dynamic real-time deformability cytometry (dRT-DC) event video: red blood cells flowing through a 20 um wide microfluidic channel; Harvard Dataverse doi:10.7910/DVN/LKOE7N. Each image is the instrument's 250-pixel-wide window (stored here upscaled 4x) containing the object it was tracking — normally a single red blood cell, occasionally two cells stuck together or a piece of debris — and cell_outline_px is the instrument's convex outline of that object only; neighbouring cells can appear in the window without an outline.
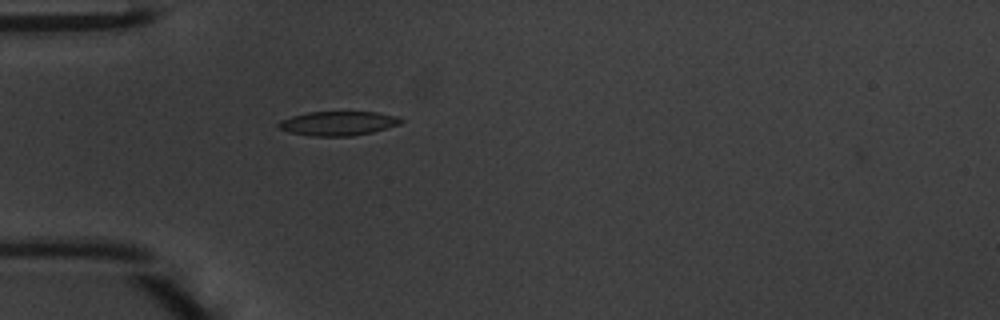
{"species": "common noctule bat (a hibernating species)", "species_latin": "Nyctalus noctula", "temperature_condition": "warm", "stored_images_in_passage": 35, "camera_frame_rate_fps": 3000, "um_per_image_px": 0.085, "animal": {"sex": "male", "body_mass_g": 20.1, "forearm_length_mm": 53.5}, "frame": {"image": 1, "passage_image": 2, "time_ms": 0.333, "image_size_px": [1000, 320], "cell_outline_px": [[404, 120], [400, 124], [372, 132], [352, 136], [308, 136], [288, 132], [280, 128], [276, 124], [280, 120], [292, 116], [308, 112], [376, 112], [396, 116]], "centroid_in_image_um": [28.71, 10.49], "position_along_channel_um": 56.3, "area_um2": 17.28}}
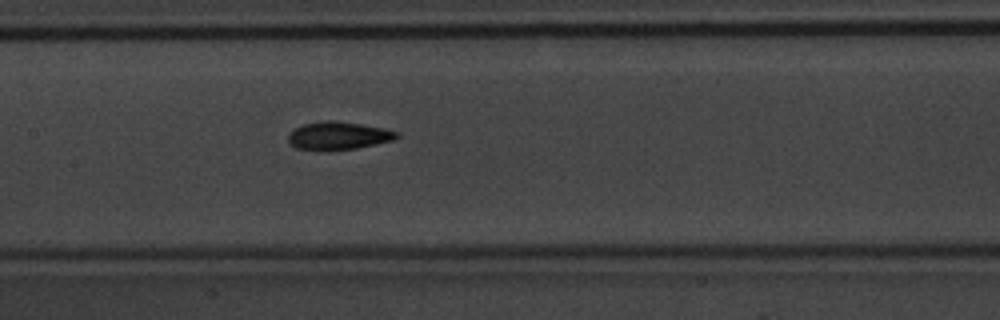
{"frame": {"image": 2, "passage_image": 11, "time_ms": 3.333, "image_size_px": [1000, 320], "cell_outline_px": [[400, 136], [396, 140], [356, 148], [296, 148], [288, 140], [288, 132], [292, 128], [304, 124], [324, 120], [336, 120], [384, 128], [400, 132]], "centroid_in_image_um": [28.81, 11.49], "position_along_channel_um": 178.6, "area_um2": 17.34}}
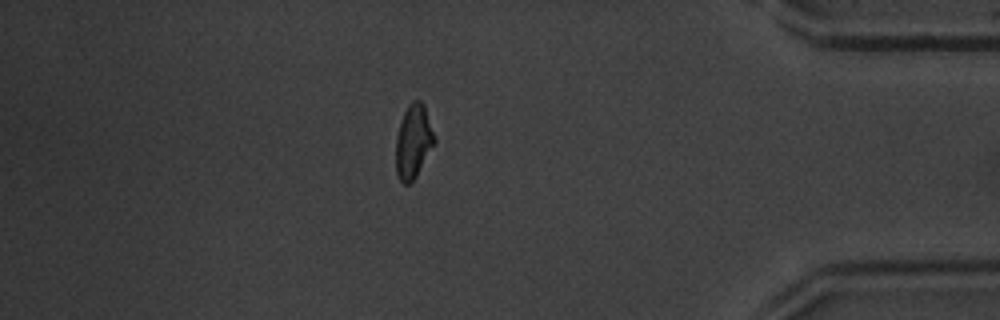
{"frame": {"image": 3, "passage_image": 29, "time_ms": 9.333, "image_size_px": [1000, 320], "cell_outline_px": [[436, 140], [416, 176], [408, 184], [404, 184], [400, 180], [396, 172], [396, 136], [404, 112], [408, 104], [412, 100], [420, 100], [424, 104]], "centroid_in_image_um": [35.13, 12.0], "position_along_channel_um": 400.1, "area_um2": 16.36}, "authors_computed_cell_mechanics": {"area_um2": 16.9932, "velocity_mm_per_s": 4.2673, "shape_relaxation_time_tau1_ms": 2.987, "shape_relaxation_time_tau2_ms": 3.3125, "deformation_change_tau1": 0.1355, "deformation_change_tau2": 0.0866}}